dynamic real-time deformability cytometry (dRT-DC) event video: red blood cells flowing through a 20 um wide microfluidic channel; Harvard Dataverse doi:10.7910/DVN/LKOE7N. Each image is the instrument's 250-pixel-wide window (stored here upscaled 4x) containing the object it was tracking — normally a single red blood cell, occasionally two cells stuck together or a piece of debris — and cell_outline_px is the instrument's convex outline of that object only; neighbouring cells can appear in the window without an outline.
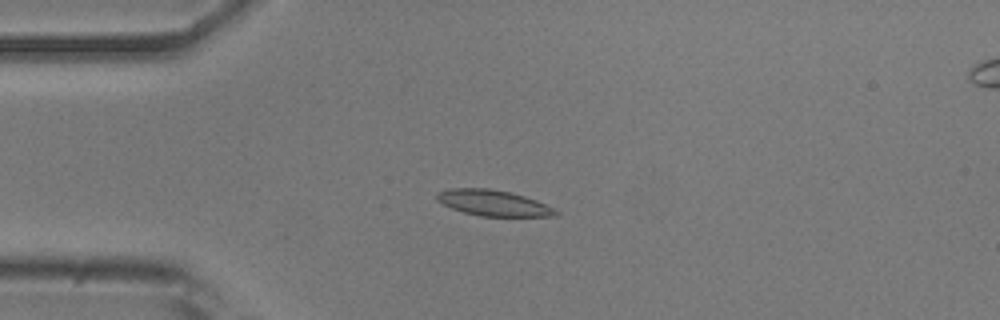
{"species": "common noctule bat (a hibernating species)", "species_latin": "Nyctalus noctula", "temperature_condition": "room temperature", "stored_images_in_passage": 46, "camera_frame_rate_fps": 3000, "um_per_image_px": 0.085, "animal": {"sex": "male", "body_mass_g": 20.5, "forearm_length_mm": 52.5}, "frame": {"image": 1, "passage_image": 7, "time_ms": 2.0, "image_size_px": [1000, 320], "cell_outline_px": [[560, 216], [480, 216], [464, 212], [452, 208], [436, 200], [436, 192], [452, 188], [488, 188], [512, 192], [536, 200], [560, 212]], "centroid_in_image_um": [41.93, 17.25], "position_along_channel_um": 43.1, "area_um2": 17.86}}
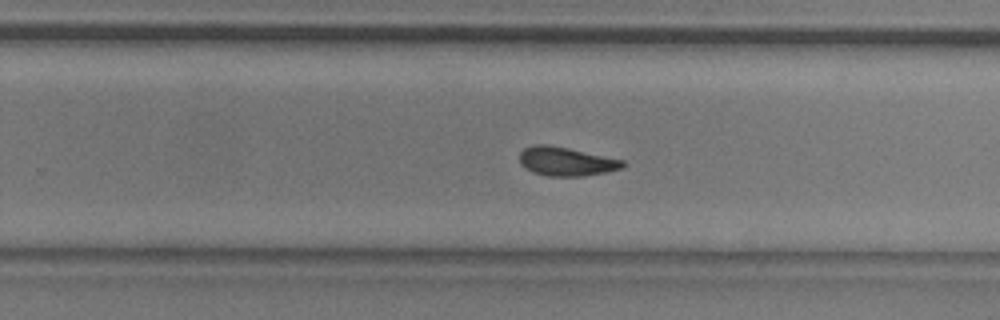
{"frame": {"image": 2, "passage_image": 27, "time_ms": 8.667, "image_size_px": [1000, 320], "cell_outline_px": [[624, 164], [620, 168], [604, 172], [584, 176], [548, 176], [532, 172], [520, 164], [520, 152], [524, 148], [532, 144], [548, 144], [568, 148], [624, 160]], "centroid_in_image_um": [48.07, 13.71], "position_along_channel_um": 281.7, "area_um2": 17.22}}
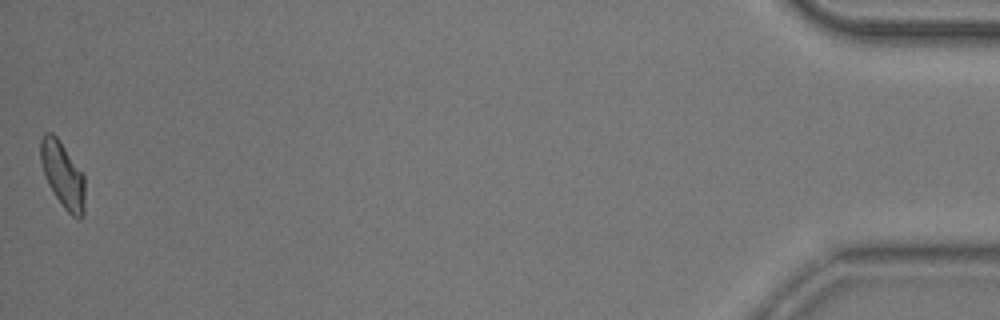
{"frame": {"image": 3, "passage_image": 46, "time_ms": 15.0, "image_size_px": [1000, 320], "cell_outline_px": [[84, 216], [80, 220], [76, 220], [64, 208], [52, 192], [44, 176], [40, 160], [40, 140], [44, 132], [52, 132], [56, 136], [84, 172]], "centroid_in_image_um": [5.34, 14.87], "position_along_channel_um": 429.9, "area_um2": 17.46}, "authors_computed_cell_mechanics": {"area_um2": 17.5712, "velocity_mm_per_s": 3.8741, "shape_relaxation_time_tau1_ms": 5.9658, "shape_relaxation_time_tau2_ms": 3.3073, "deformation_change_tau1": 0.1386, "deformation_change_tau2": 0.0968}}